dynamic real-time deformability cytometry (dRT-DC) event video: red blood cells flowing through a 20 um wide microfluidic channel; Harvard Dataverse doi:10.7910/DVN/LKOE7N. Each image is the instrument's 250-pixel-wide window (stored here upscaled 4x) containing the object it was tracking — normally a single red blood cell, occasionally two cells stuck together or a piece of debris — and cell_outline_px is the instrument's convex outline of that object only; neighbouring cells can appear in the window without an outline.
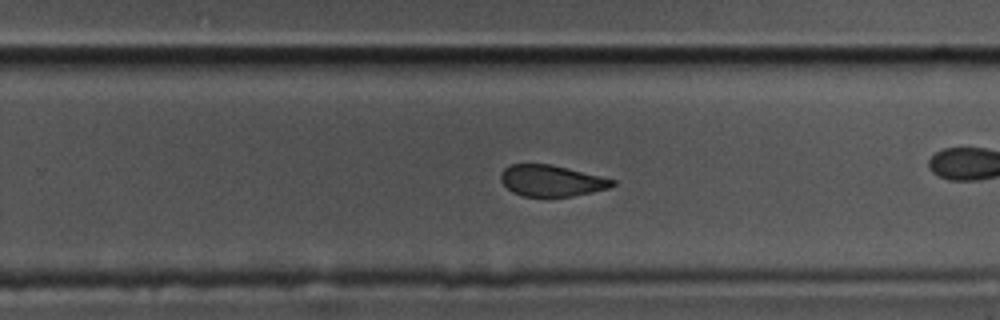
{"species": "common noctule bat (a hibernating species)", "species_latin": "Nyctalus noctula", "temperature_condition": "cold", "stored_images_in_passage": 53, "camera_frame_rate_fps": 3000, "um_per_image_px": 0.085, "animal": {"sex": "male", "body_mass_g": 17.5, "forearm_length_mm": 52.3}, "frame": {"image": 1, "passage_image": 31, "time_ms": 10.0, "image_size_px": [1000, 320], "cell_outline_px": [[616, 184], [608, 188], [592, 192], [572, 196], [524, 196], [512, 192], [500, 180], [500, 172], [504, 168], [512, 164], [552, 164], [616, 180]], "centroid_in_image_um": [46.86, 15.35], "position_along_channel_um": 282.9, "area_um2": 20.23}}
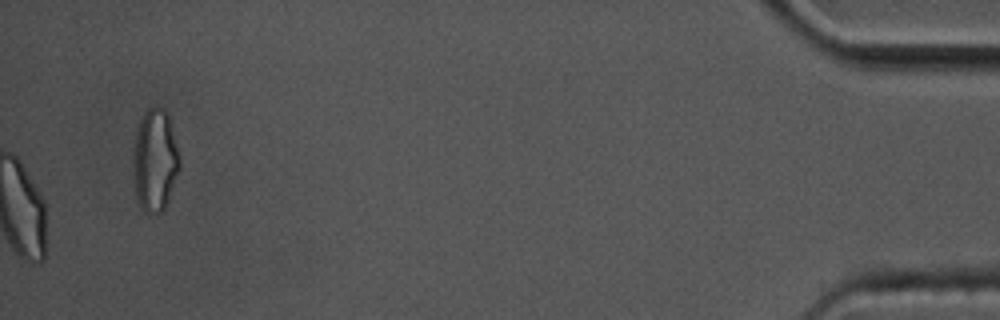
{"frame": {"image": 2, "passage_image": 53, "time_ms": 17.333, "image_size_px": [1000, 320], "cell_outline_px": [[180, 168], [168, 200], [164, 208], [160, 212], [148, 216], [140, 208], [136, 196], [132, 164], [132, 160], [136, 132], [140, 120], [144, 112], [148, 108], [164, 108], [168, 112], [180, 156]], "centroid_in_image_um": [13.17, 13.65], "position_along_channel_um": 422.0, "area_um2": 28.09}, "authors_computed_cell_mechanics": {"area_um2": 22.7154, "velocity_mm_per_s": 3.4788, "shape_relaxation_time_tau1_ms": 6.2259, "shape_relaxation_time_tau2_ms": 1.7569, "deformation_change_tau1": 0.1235, "deformation_change_tau2": 0.0687}}